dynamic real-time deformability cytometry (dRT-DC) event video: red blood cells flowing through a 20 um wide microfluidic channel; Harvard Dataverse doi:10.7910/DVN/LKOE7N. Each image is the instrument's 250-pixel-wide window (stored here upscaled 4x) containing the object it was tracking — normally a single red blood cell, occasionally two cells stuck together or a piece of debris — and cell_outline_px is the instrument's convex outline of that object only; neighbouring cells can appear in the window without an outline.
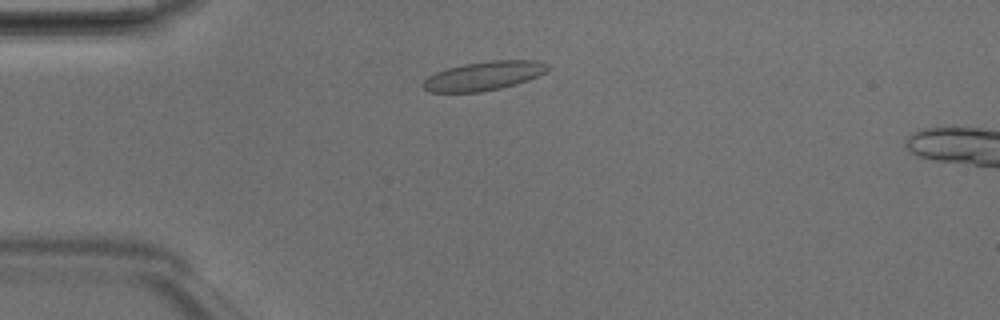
{"species": "Egyptian fruit bat (a non-hibernating species)", "species_latin": "Rousettus aegyptiacus", "temperature_condition": "room temperature", "stored_images_in_passage": 45, "segment_of_instrument_passage": [1, 2], "camera_frame_rate_fps": 3000, "um_per_image_px": 0.085, "animal": {"sex": "male"}, "frame": {"image": 1, "passage_image": 8, "time_ms": 2.333, "image_size_px": [1000, 320], "cell_outline_px": [[552, 68], [528, 80], [516, 84], [500, 88], [480, 92], [428, 92], [420, 84], [428, 76], [436, 72], [448, 68], [464, 64], [492, 60], [536, 60], [548, 64]], "centroid_in_image_um": [41.12, 6.45], "position_along_channel_um": 43.9, "area_um2": 21.04}}
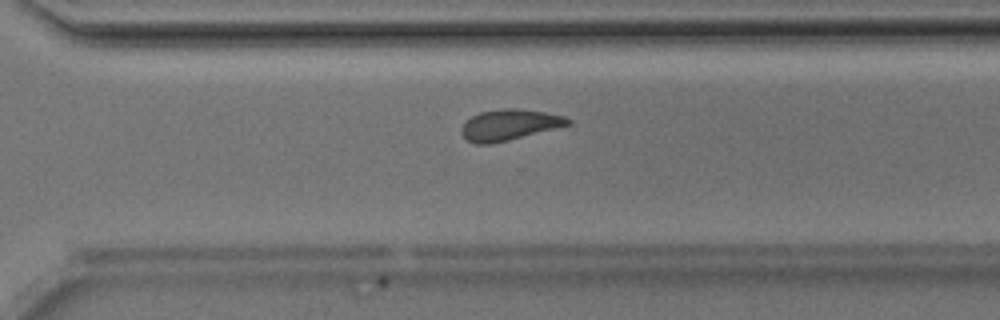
{"frame": {"image": 2, "passage_image": 30, "time_ms": 9.667, "image_size_px": [1000, 320], "cell_outline_px": [[572, 124], [492, 144], [476, 144], [468, 140], [460, 132], [460, 128], [464, 120], [480, 112], [504, 108], [520, 108], [544, 112], [564, 116], [572, 120]], "centroid_in_image_um": [43.27, 10.6], "position_along_channel_um": 327.3, "area_um2": 19.25}}
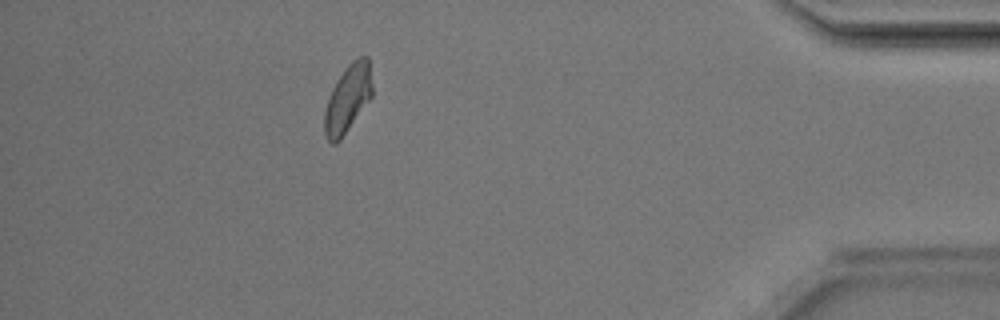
{"frame": {"image": 3, "passage_image": 39, "time_ms": 12.667, "image_size_px": [1000, 320], "cell_outline_px": [[372, 96], [340, 140], [336, 144], [332, 144], [324, 136], [324, 112], [328, 96], [336, 80], [344, 68], [352, 60], [360, 56], [368, 56], [372, 84]], "centroid_in_image_um": [29.54, 8.38], "position_along_channel_um": 405.7, "area_um2": 18.96}}